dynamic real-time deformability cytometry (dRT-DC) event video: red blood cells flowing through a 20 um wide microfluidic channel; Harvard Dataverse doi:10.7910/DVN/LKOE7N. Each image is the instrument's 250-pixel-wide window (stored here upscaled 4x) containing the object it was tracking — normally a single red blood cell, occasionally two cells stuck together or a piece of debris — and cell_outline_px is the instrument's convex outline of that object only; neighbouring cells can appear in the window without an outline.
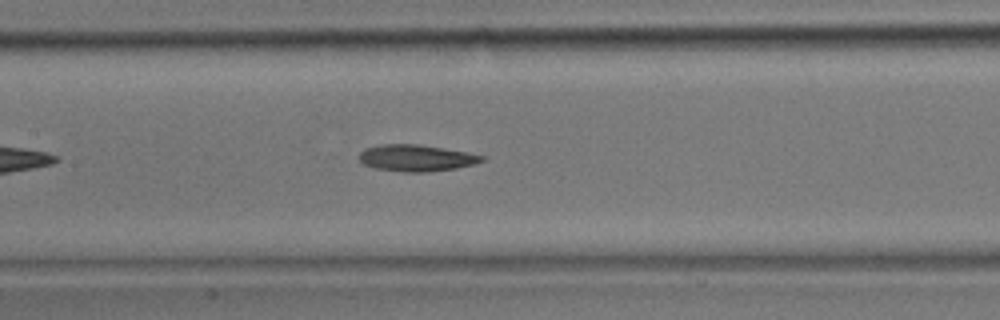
{"species": "common noctule bat (a hibernating species)", "species_latin": "Nyctalus noctula", "temperature_condition": "room temperature", "stored_images_in_passage": 33, "camera_frame_rate_fps": 3000, "um_per_image_px": 0.085, "animal": {"sex": "male", "body_mass_g": 17.9}, "frame": {"image": 1, "passage_image": 15, "time_ms": 4.667, "image_size_px": [1000, 320], "cell_outline_px": [[484, 160], [472, 164], [456, 168], [428, 172], [404, 172], [376, 168], [364, 164], [360, 160], [360, 152], [364, 148], [384, 144], [416, 144], [464, 152], [484, 156]], "centroid_in_image_um": [35.34, 13.43], "position_along_channel_um": 172.1, "area_um2": 18.61}}
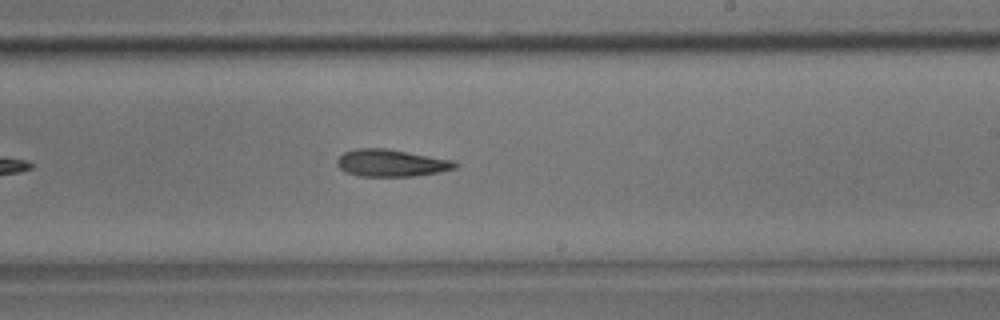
{"frame": {"image": 2, "passage_image": 19, "time_ms": 6.0, "image_size_px": [1000, 320], "cell_outline_px": [[460, 164], [456, 168], [440, 172], [412, 176], [360, 176], [348, 172], [340, 168], [336, 164], [336, 160], [344, 152], [356, 148], [388, 148], [452, 160]], "centroid_in_image_um": [33.27, 13.84], "position_along_channel_um": 255.7, "area_um2": 18.67}}